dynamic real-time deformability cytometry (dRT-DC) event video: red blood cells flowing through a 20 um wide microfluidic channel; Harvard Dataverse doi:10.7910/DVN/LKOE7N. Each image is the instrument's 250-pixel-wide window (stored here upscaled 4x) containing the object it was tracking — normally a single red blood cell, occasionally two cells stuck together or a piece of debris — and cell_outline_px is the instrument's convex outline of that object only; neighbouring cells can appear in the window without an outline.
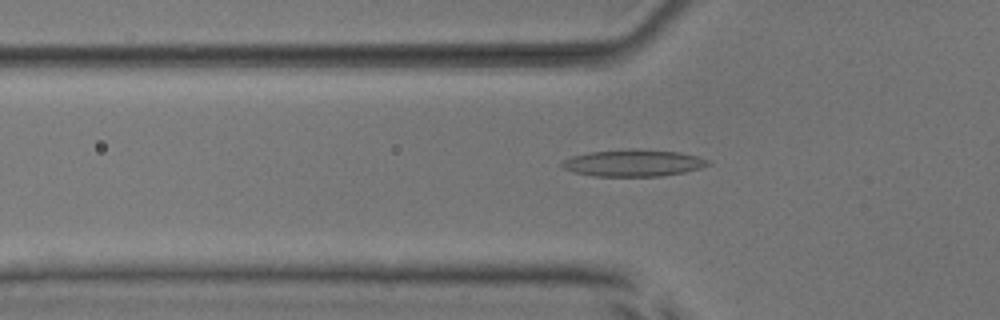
{"species": "common noctule bat (a hibernating species)", "species_latin": "Nyctalus noctula", "temperature_condition": "room temperature", "stored_images_in_passage": 46, "camera_frame_rate_fps": 3000, "um_per_image_px": 0.085, "animal": {"sex": "male", "body_mass_g": 17.9, "forearm_length_mm": 54.2}, "frame": {"image": 1, "passage_image": 11, "time_ms": 3.333, "image_size_px": [1000, 320], "cell_outline_px": [[712, 164], [700, 168], [684, 172], [660, 176], [592, 176], [572, 172], [564, 168], [560, 164], [564, 160], [572, 156], [588, 152], [632, 148], [680, 152], [696, 156], [708, 160]], "centroid_in_image_um": [53.81, 13.85], "position_along_channel_um": 72.0, "area_um2": 22.95}}
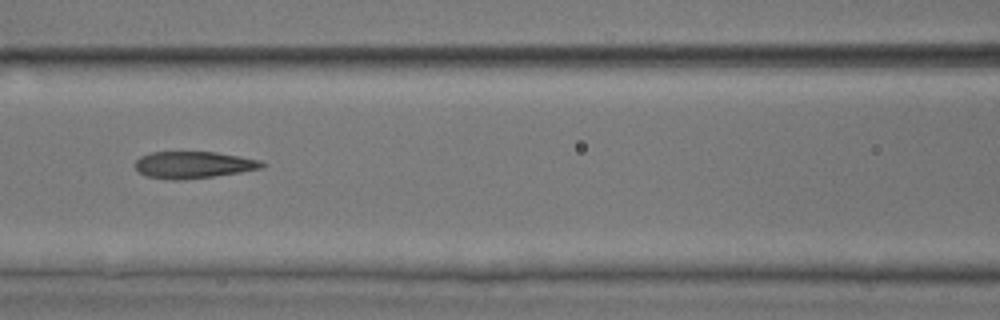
{"frame": {"image": 2, "passage_image": 17, "time_ms": 5.333, "image_size_px": [1000, 320], "cell_outline_px": [[268, 164], [264, 168], [240, 172], [184, 180], [164, 180], [144, 176], [136, 168], [136, 160], [140, 156], [152, 152], [216, 152], [240, 156], [260, 160]], "centroid_in_image_um": [16.45, 14.02], "position_along_channel_um": 150.1, "area_um2": 20.06}}
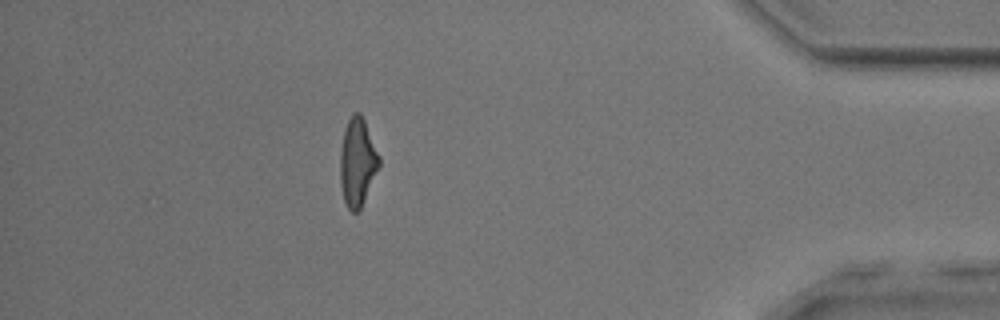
{"frame": {"image": 3, "passage_image": 40, "time_ms": 13.0, "image_size_px": [1000, 320], "cell_outline_px": [[380, 164], [364, 200], [360, 208], [356, 212], [352, 212], [348, 208], [344, 200], [340, 184], [340, 152], [344, 128], [352, 112], [360, 112], [364, 120], [380, 156]], "centroid_in_image_um": [30.37, 13.75], "position_along_channel_um": 404.8, "area_um2": 19.88}, "authors_computed_cell_mechanics": {"area_um2": 20.4901, "velocity_mm_per_s": 3.8965, "shape_relaxation_time_tau1_ms": 4.4799, "shape_relaxation_time_tau2_ms": 1.9073, "deformation_change_tau1": 0.1794, "deformation_change_tau2": 0.1295}}